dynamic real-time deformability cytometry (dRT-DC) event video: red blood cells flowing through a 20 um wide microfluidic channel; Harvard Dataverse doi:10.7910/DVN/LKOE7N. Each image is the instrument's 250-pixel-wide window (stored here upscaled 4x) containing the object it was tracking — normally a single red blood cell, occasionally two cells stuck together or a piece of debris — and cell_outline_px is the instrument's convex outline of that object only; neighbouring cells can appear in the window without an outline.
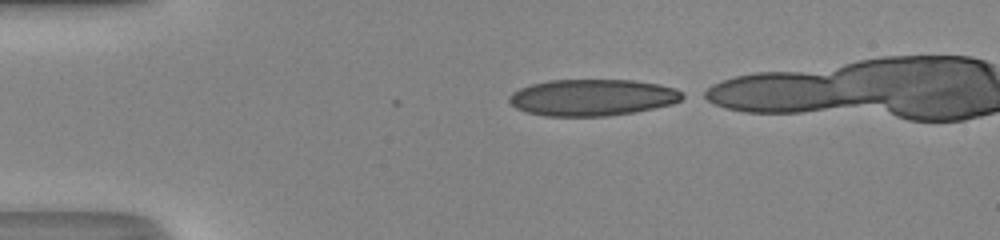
{"species": "human", "species_latin": "Homo sapiens", "temperature_condition": "room temperature", "stored_images_in_passage": 33, "camera_frame_rate_fps": 3000, "um_per_image_px": 0.085, "donor": {"sex": "male"}, "frame": {"image": 1, "passage_image": 1, "time_ms": 0.0, "image_size_px": [1000, 240], "cell_outline_px": [[688, 96], [672, 104], [636, 112], [604, 116], [544, 116], [528, 112], [516, 108], [508, 100], [508, 96], [512, 92], [520, 88], [532, 84], [548, 80], [632, 80], [660, 84], [676, 88], [684, 92]], "centroid_in_image_um": [50.39, 8.28], "position_along_channel_um": 34.6, "area_um2": 37.17}}
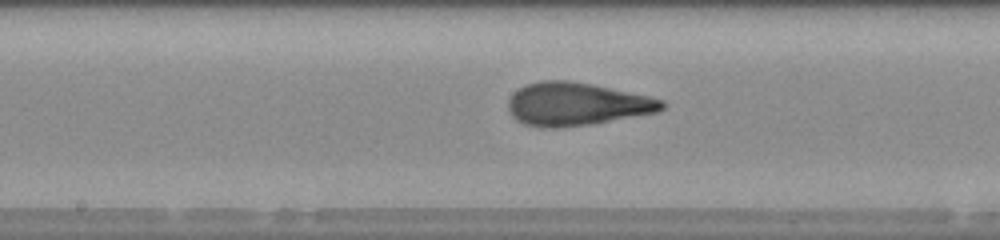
{"frame": {"image": 2, "passage_image": 16, "time_ms": 5.0, "image_size_px": [1000, 240], "cell_outline_px": [[668, 104], [660, 112], [588, 124], [560, 128], [540, 128], [524, 124], [516, 120], [512, 116], [508, 108], [508, 100], [520, 88], [528, 84], [540, 80], [568, 80], [592, 84], [648, 96], [664, 100]], "centroid_in_image_um": [49.02, 8.85], "position_along_channel_um": 199.2, "area_um2": 38.55}}
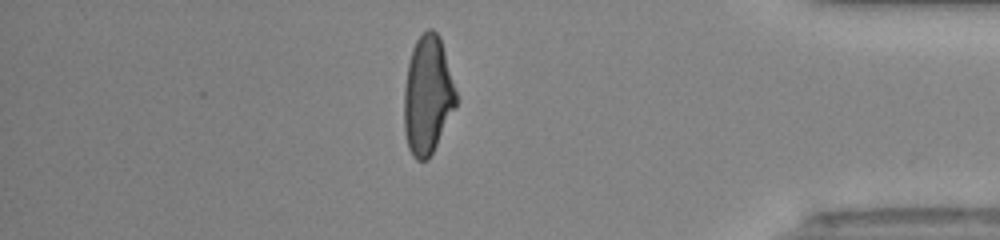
{"frame": {"image": 3, "passage_image": 32, "time_ms": 10.333, "image_size_px": [1000, 240], "cell_outline_px": [[456, 104], [428, 160], [416, 160], [412, 156], [408, 148], [404, 132], [404, 88], [408, 64], [412, 48], [416, 40], [428, 28], [432, 28], [440, 36], [456, 92]], "centroid_in_image_um": [36.32, 8.08], "position_along_channel_um": 398.9, "area_um2": 35.49}}